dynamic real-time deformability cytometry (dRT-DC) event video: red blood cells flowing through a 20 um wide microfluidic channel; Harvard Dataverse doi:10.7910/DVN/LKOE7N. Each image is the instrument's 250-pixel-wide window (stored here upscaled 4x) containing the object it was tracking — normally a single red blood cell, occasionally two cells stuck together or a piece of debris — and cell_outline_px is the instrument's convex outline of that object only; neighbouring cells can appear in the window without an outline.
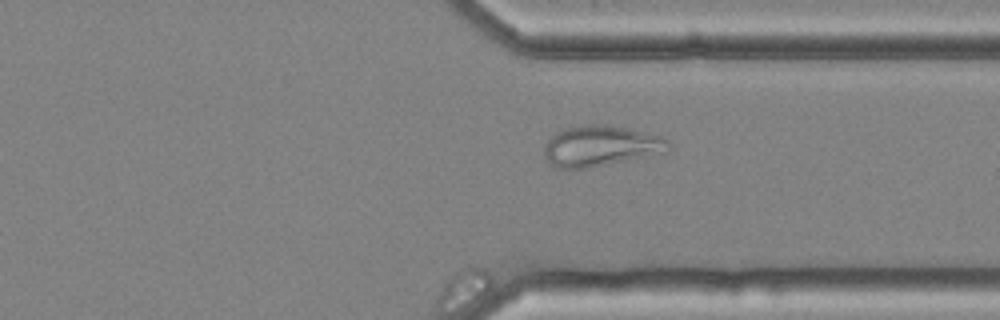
{"species": "common noctule bat (a hibernating species)", "species_latin": "Nyctalus noctula", "temperature_condition": "cold", "stored_images_in_passage": 44, "camera_frame_rate_fps": 3000, "um_per_image_px": 0.085, "animal": {"sex": "female", "body_mass_g": 25.1}, "frame": {"image": 1, "passage_image": 44, "time_ms": 14.333, "image_size_px": [1000, 320], "cell_outline_px": [[672, 148], [668, 152], [588, 168], [556, 168], [548, 164], [544, 156], [544, 148], [548, 140], [556, 132], [580, 124], [608, 124], [628, 128], [660, 136], [668, 140], [672, 144]], "centroid_in_image_um": [51.07, 12.41], "position_along_channel_um": 360.3, "area_um2": 29.77}}